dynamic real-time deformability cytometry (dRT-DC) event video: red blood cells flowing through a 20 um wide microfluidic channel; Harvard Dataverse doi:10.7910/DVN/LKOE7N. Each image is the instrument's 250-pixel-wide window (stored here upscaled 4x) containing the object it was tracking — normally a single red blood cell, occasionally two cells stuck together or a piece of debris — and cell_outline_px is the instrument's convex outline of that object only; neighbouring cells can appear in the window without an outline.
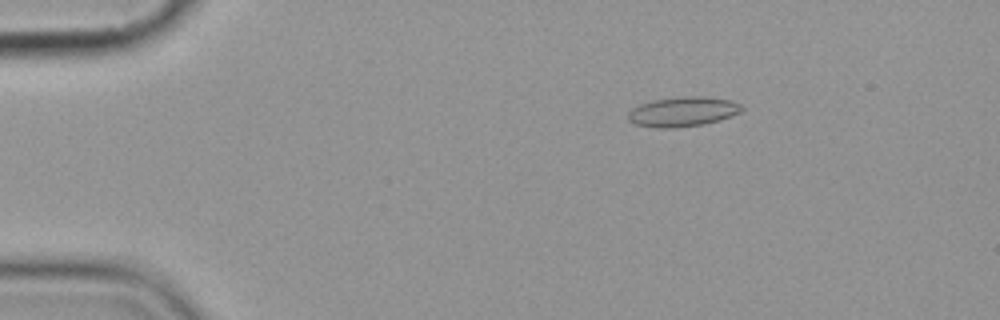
{"species": "common noctule bat (a hibernating species)", "species_latin": "Nyctalus noctula", "temperature_condition": "cold", "stored_images_in_passage": 5, "camera_frame_rate_fps": 3000, "um_per_image_px": 0.085, "animal": {"sex": "female", "body_mass_g": 19.9}, "frame": {"image": 1, "passage_image": 3, "time_ms": 2.333, "image_size_px": [1000, 320], "cell_outline_px": [[744, 108], [740, 112], [732, 116], [720, 120], [704, 124], [676, 128], [656, 128], [636, 124], [628, 120], [628, 112], [632, 108], [640, 104], [652, 100], [684, 96], [704, 96], [732, 100], [740, 104]], "centroid_in_image_um": [58.05, 9.49], "position_along_channel_um": 26.9, "area_um2": 19.88}}